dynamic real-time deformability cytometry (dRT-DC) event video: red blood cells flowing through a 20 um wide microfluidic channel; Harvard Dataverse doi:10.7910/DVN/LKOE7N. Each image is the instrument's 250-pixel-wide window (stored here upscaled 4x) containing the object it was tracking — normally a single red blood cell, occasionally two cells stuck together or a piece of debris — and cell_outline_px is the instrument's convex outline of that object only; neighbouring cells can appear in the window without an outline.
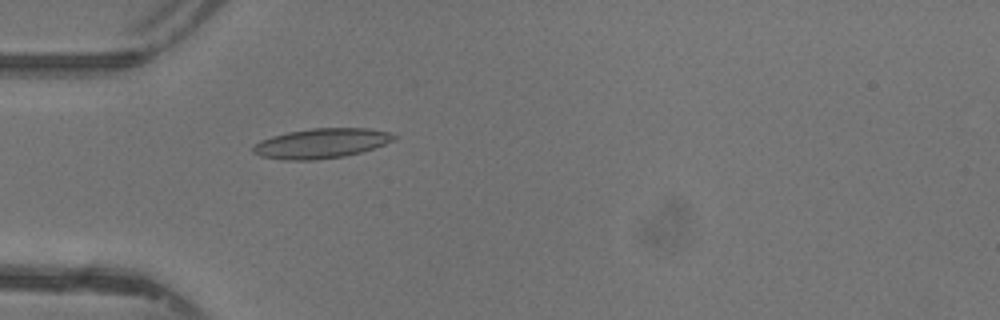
{"species": "common noctule bat (a hibernating species)", "species_latin": "Nyctalus noctula", "temperature_condition": "warm", "stored_images_in_passage": 48, "camera_frame_rate_fps": 3000, "um_per_image_px": 0.085, "animal": {"sex": "female"}, "frame": {"image": 1, "passage_image": 15, "time_ms": 4.667, "image_size_px": [1000, 320], "cell_outline_px": [[400, 136], [384, 144], [360, 152], [344, 156], [316, 160], [284, 160], [260, 156], [252, 152], [252, 148], [260, 140], [272, 136], [288, 132], [312, 128], [368, 128], [392, 132]], "centroid_in_image_um": [27.31, 12.18], "position_along_channel_um": 57.7, "area_um2": 24.51}}
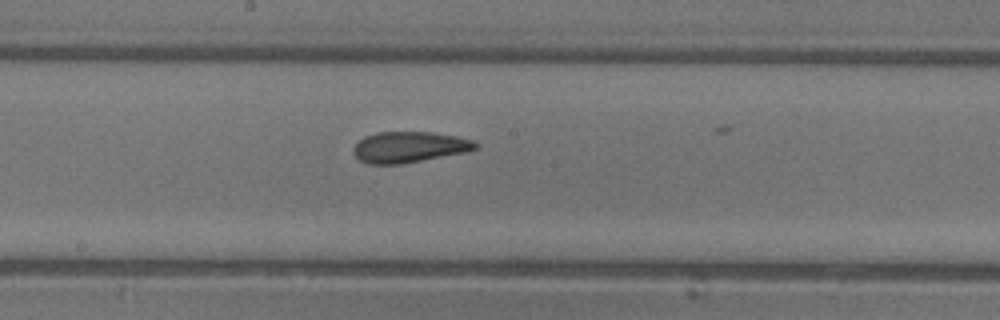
{"frame": {"image": 2, "passage_image": 26, "time_ms": 8.333, "image_size_px": [1000, 320], "cell_outline_px": [[480, 148], [464, 152], [400, 164], [368, 164], [360, 160], [352, 152], [352, 148], [364, 136], [376, 132], [432, 132], [456, 136], [472, 140], [480, 144]], "centroid_in_image_um": [34.77, 12.49], "position_along_channel_um": 213.4, "area_um2": 21.96}}
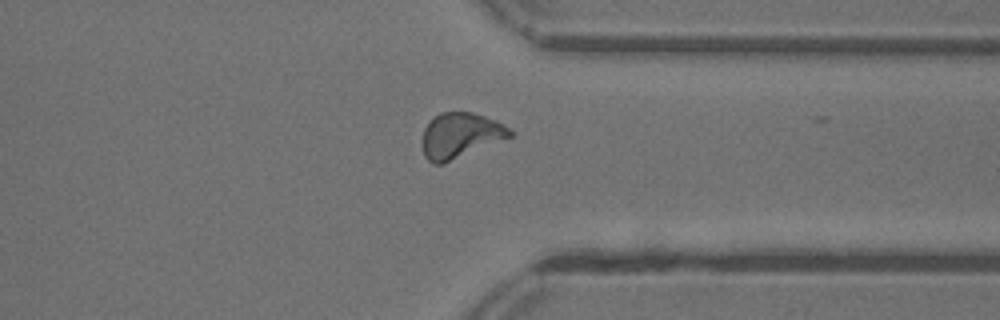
{"frame": {"image": 3, "passage_image": 37, "time_ms": 12.0, "image_size_px": [1000, 320], "cell_outline_px": [[512, 136], [444, 164], [432, 164], [424, 156], [424, 128], [428, 120], [440, 112], [472, 112], [496, 120], [508, 128], [512, 132]], "centroid_in_image_um": [39.11, 11.51], "position_along_channel_um": 372.3, "area_um2": 23.0}, "authors_computed_cell_mechanics": {"area_um2": 22.5709, "velocity_mm_per_s": 4.3907, "shape_relaxation_time_tau1_ms": 7.3091, "shape_relaxation_time_tau2_ms": 1.8596, "deformation_change_tau1": 0.2037, "deformation_change_tau2": 0.0761}}